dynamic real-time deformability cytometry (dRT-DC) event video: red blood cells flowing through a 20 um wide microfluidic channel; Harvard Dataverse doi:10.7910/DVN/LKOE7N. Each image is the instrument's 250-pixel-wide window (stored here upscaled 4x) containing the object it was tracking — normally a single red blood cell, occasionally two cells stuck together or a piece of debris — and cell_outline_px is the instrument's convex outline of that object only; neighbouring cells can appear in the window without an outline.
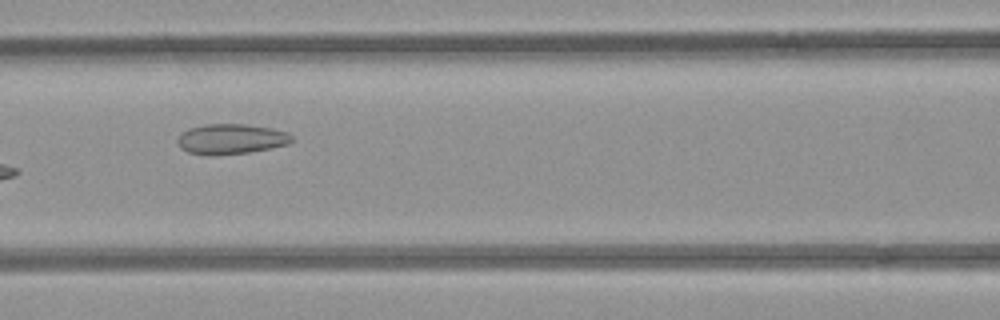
{"species": "common noctule bat (a hibernating species)", "species_latin": "Nyctalus noctula", "temperature_condition": "room temperature", "stored_images_in_passage": 27, "camera_frame_rate_fps": 3000, "um_per_image_px": 0.085, "animal": {"sex": "female", "body_mass_g": 21.9}, "frame": {"image": 1, "passage_image": 8, "time_ms": 2.333, "image_size_px": [1000, 320], "cell_outline_px": [[296, 140], [288, 144], [248, 152], [212, 156], [188, 152], [180, 148], [176, 140], [180, 132], [188, 128], [204, 124], [244, 124], [272, 128], [288, 132]], "centroid_in_image_um": [19.61, 11.81], "position_along_channel_um": 147.0, "area_um2": 20.35}, "authors_computed_cell_mechanics": {"area_um2": 19.7098, "velocity_mm_per_s": 3.8769, "shape_relaxation_time_tau1_ms": null, "shape_relaxation_time_tau2_ms": 1.5455, "deformation_change_tau1": null, "deformation_change_tau2": 0.0683}}